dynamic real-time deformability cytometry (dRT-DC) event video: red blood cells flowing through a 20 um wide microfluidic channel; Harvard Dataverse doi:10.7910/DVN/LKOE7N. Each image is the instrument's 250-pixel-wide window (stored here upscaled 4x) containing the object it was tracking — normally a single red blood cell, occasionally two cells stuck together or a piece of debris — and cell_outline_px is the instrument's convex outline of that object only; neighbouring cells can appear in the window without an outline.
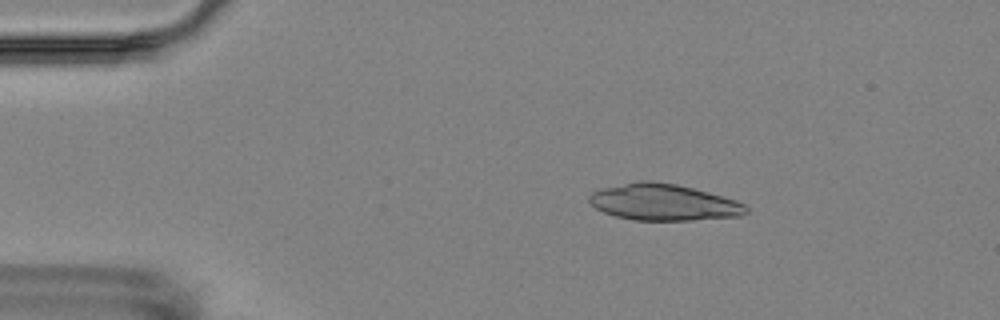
{"species": "Egyptian fruit bat (a non-hibernating species)", "species_latin": "Rousettus aegyptiacus", "temperature_condition": "room temperature", "stored_images_in_passage": 6, "camera_frame_rate_fps": 3000, "um_per_image_px": 0.085, "animal": {"sex": "female"}, "frame": {"image": 1, "passage_image": 3, "time_ms": 2.333, "image_size_px": [1000, 320], "cell_outline_px": [[748, 212], [740, 216], [692, 220], [632, 220], [616, 216], [604, 212], [596, 208], [588, 200], [588, 196], [592, 192], [600, 188], [640, 180], [652, 180], [676, 184], [708, 192], [736, 200], [744, 204], [748, 208]], "centroid_in_image_um": [56.38, 17.19], "position_along_channel_um": 28.6, "area_um2": 33.35}}